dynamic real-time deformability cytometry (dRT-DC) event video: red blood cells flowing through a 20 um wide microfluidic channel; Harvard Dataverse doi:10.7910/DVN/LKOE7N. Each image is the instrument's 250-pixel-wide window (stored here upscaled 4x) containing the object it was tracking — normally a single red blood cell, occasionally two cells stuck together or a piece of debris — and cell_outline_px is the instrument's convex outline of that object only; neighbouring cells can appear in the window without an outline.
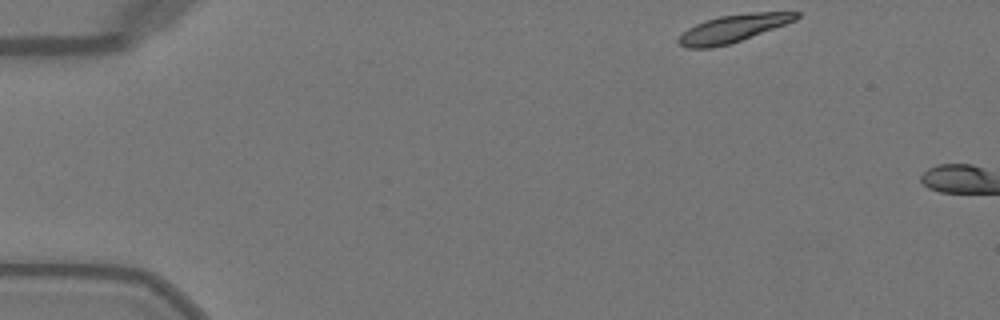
{"species": "Egyptian fruit bat (a non-hibernating species)", "species_latin": "Rousettus aegyptiacus", "temperature_condition": "warm", "stored_images_in_passage": 3, "camera_frame_rate_fps": 3000, "um_per_image_px": 0.085, "animal": {"sex": "female"}, "frame": {"image": 1, "passage_image": 1, "time_ms": 0.0, "image_size_px": [1000, 320], "cell_outline_px": [[800, 16], [796, 20], [740, 40], [728, 44], [712, 48], [688, 48], [680, 44], [676, 40], [688, 28], [696, 24], [720, 16], [748, 12], [800, 12]], "centroid_in_image_um": [62.3, 2.41], "position_along_channel_um": 22.7, "area_um2": 18.55}}